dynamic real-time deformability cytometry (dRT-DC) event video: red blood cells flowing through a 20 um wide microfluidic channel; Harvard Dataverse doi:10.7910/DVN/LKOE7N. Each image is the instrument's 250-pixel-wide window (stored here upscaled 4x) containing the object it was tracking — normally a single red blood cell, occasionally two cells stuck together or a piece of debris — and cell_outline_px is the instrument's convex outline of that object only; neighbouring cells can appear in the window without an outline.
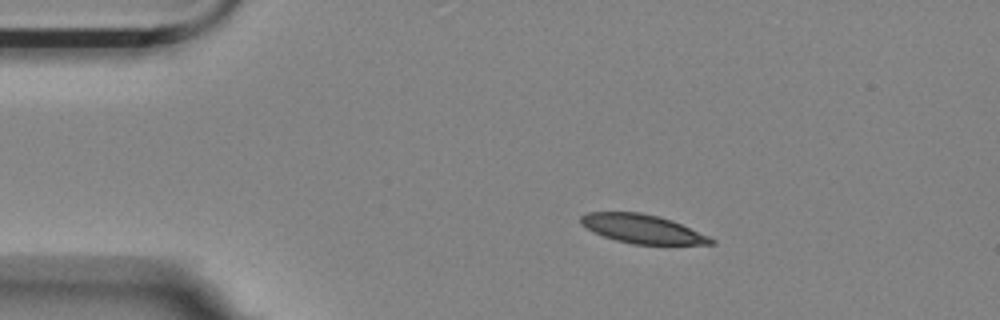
{"species": "Egyptian fruit bat (a non-hibernating species)", "species_latin": "Rousettus aegyptiacus", "temperature_condition": "room temperature", "stored_images_in_passage": 47, "camera_frame_rate_fps": 3000, "um_per_image_px": 0.085, "animal": {"sex": "female"}, "frame": {"image": 1, "passage_image": 1, "time_ms": 0.0, "image_size_px": [1000, 320], "cell_outline_px": [[716, 244], [632, 244], [616, 240], [592, 232], [580, 224], [580, 216], [588, 212], [640, 212], [660, 216], [672, 220], [708, 236], [716, 240]], "centroid_in_image_um": [54.57, 19.45], "position_along_channel_um": 30.4, "area_um2": 21.85}}
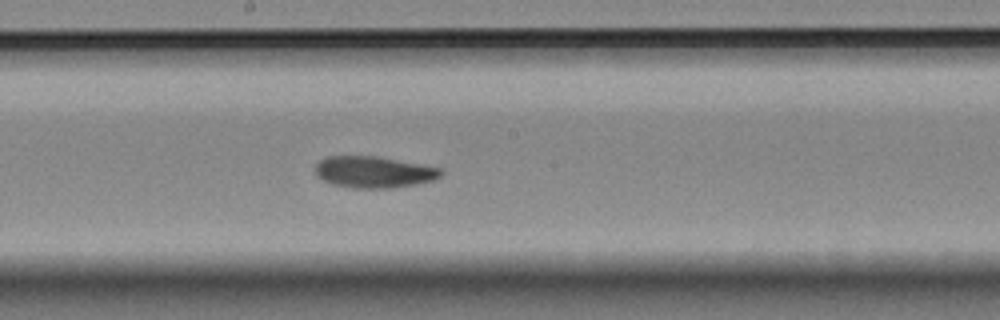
{"frame": {"image": 2, "passage_image": 21, "time_ms": 6.667, "image_size_px": [1000, 320], "cell_outline_px": [[444, 172], [440, 176], [432, 180], [416, 184], [392, 188], [356, 188], [332, 184], [316, 176], [316, 164], [320, 160], [328, 156], [376, 156], [420, 164], [440, 168]], "centroid_in_image_um": [31.76, 14.62], "position_along_channel_um": 216.4, "area_um2": 22.89}}
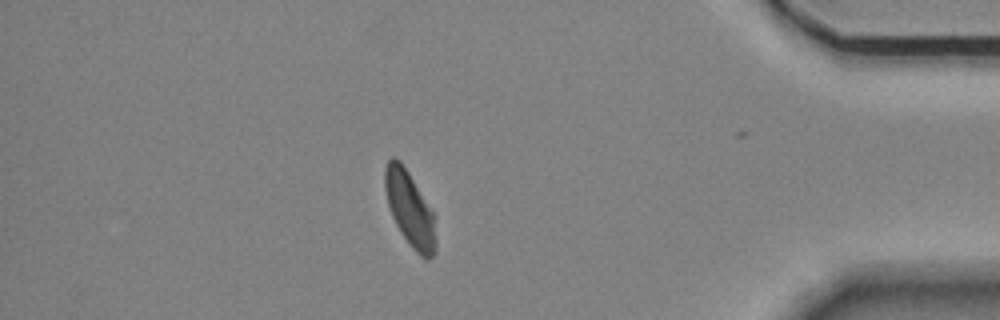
{"frame": {"image": 3, "passage_image": 40, "time_ms": 13.0, "image_size_px": [1000, 320], "cell_outline_px": [[436, 252], [428, 260], [424, 260], [412, 248], [400, 232], [392, 216], [388, 204], [384, 188], [384, 168], [388, 160], [392, 156], [396, 156], [400, 160], [408, 172], [436, 216]], "centroid_in_image_um": [34.85, 17.78], "position_along_channel_um": 400.3, "area_um2": 22.6}, "authors_computed_cell_mechanics": {"area_um2": 23.0622, "velocity_mm_per_s": 3.5101, "shape_relaxation_time_tau1_ms": 8.2394, "shape_relaxation_time_tau2_ms": null, "deformation_change_tau1": 0.1934, "deformation_change_tau2": null}}